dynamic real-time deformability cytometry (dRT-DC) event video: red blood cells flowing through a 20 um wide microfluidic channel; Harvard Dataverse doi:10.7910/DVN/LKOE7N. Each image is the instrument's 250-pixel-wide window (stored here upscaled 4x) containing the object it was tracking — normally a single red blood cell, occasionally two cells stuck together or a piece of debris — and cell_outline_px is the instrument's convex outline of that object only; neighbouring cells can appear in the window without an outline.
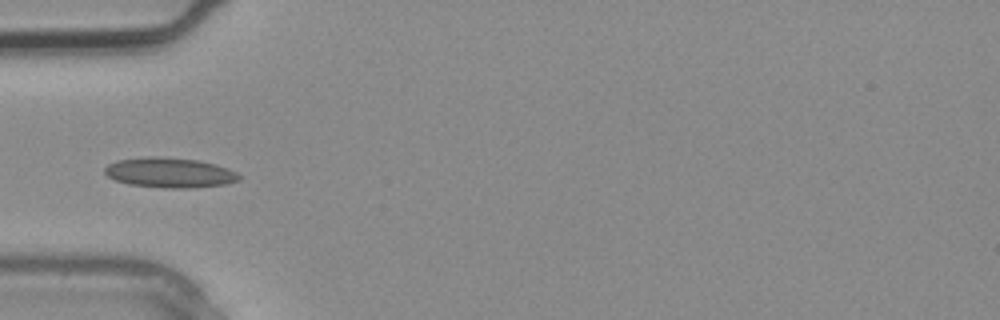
{"species": "common noctule bat (a hibernating species)", "species_latin": "Nyctalus noctula", "temperature_condition": "warm", "stored_images_in_passage": 1, "camera_frame_rate_fps": 3000, "um_per_image_px": 0.085, "animal": {"sex": "male", "body_mass_g": 20.4}, "frame": {"image": 1, "passage_image": 1, "time_ms": 0.0, "image_size_px": [1000, 320], "cell_outline_px": [[244, 176], [240, 180], [224, 184], [192, 188], [164, 188], [128, 184], [116, 180], [108, 176], [104, 172], [104, 168], [108, 164], [116, 160], [144, 156], [164, 156], [200, 160], [216, 164], [228, 168]], "centroid_in_image_um": [14.44, 14.66], "position_along_channel_um": 70.6, "area_um2": 23.93}}